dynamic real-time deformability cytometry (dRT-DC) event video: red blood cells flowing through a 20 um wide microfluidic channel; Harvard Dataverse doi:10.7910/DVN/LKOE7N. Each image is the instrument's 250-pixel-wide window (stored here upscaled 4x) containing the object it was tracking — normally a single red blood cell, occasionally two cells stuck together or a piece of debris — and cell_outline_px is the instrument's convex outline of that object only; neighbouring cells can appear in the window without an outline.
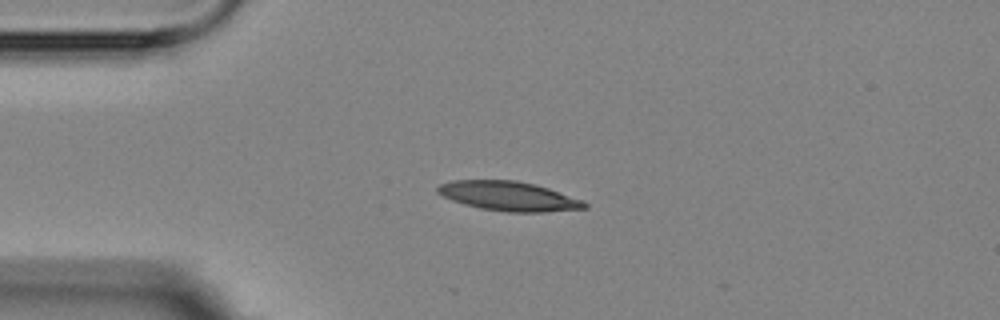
{"species": "Egyptian fruit bat (a non-hibernating species)", "species_latin": "Rousettus aegyptiacus", "temperature_condition": "room temperature", "stored_images_in_passage": 6, "camera_frame_rate_fps": 3000, "um_per_image_px": 0.085, "animal": {"sex": "female"}, "frame": {"image": 1, "passage_image": 4, "time_ms": 3.333, "image_size_px": [1000, 320], "cell_outline_px": [[588, 208], [544, 212], [508, 212], [480, 208], [464, 204], [452, 200], [436, 192], [436, 188], [440, 184], [452, 180], [516, 180], [536, 184], [584, 200], [588, 204]], "centroid_in_image_um": [43.26, 16.67], "position_along_channel_um": 41.7, "area_um2": 25.26}}